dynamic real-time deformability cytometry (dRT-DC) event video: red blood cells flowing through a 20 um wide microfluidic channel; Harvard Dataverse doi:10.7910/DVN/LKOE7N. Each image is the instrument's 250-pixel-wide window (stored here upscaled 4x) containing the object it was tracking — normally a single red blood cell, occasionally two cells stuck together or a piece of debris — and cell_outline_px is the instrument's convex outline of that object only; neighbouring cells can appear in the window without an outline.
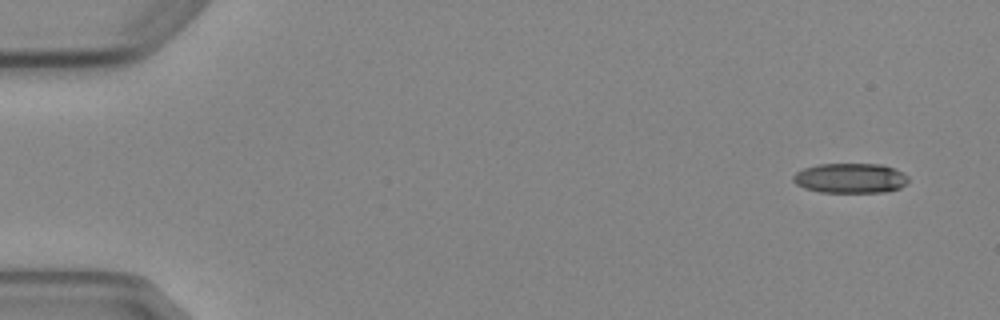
{"species": "Egyptian fruit bat (a non-hibernating species)", "species_latin": "Rousettus aegyptiacus", "temperature_condition": "cold", "stored_images_in_passage": 7, "camera_frame_rate_fps": 3000, "um_per_image_px": 0.085, "animal": {"sex": "female"}, "frame": {"image": 1, "passage_image": 1, "time_ms": 0.0, "image_size_px": [1000, 320], "cell_outline_px": [[908, 180], [900, 188], [884, 192], [820, 192], [804, 188], [796, 184], [792, 180], [792, 176], [796, 172], [804, 168], [820, 164], [880, 164], [892, 168], [908, 176]], "centroid_in_image_um": [72.24, 15.15], "position_along_channel_um": 12.8, "area_um2": 19.94}}
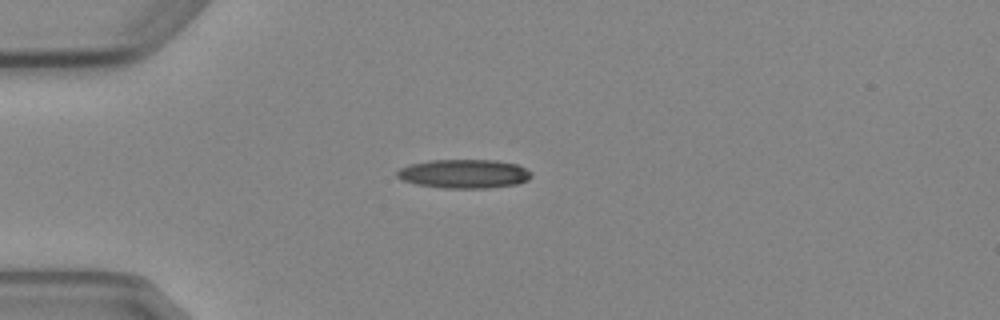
{"frame": {"image": 2, "passage_image": 4, "time_ms": 3.667, "image_size_px": [1000, 320], "cell_outline_px": [[532, 176], [528, 180], [516, 184], [488, 188], [444, 188], [416, 184], [404, 180], [396, 176], [396, 172], [400, 168], [408, 164], [428, 160], [496, 160], [516, 164], [532, 172]], "centroid_in_image_um": [39.44, 14.76], "position_along_channel_um": 45.6, "area_um2": 22.66}}
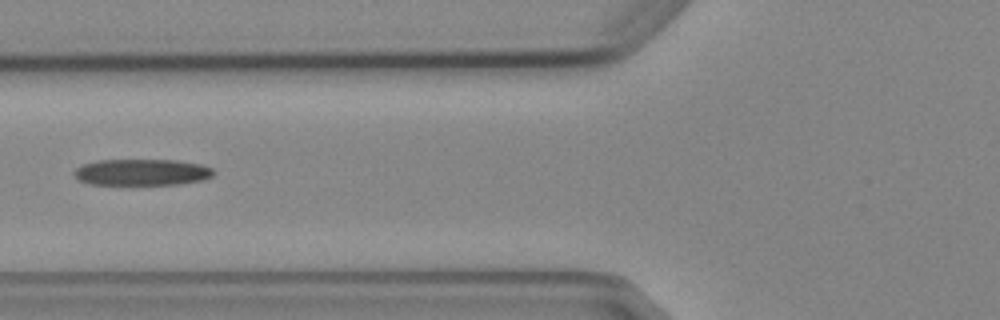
{"frame": {"image": 3, "passage_image": 6, "time_ms": 6.0, "image_size_px": [1000, 320], "cell_outline_px": [[216, 172], [212, 176], [204, 180], [180, 184], [88, 184], [80, 180], [72, 172], [76, 168], [84, 164], [96, 160], [176, 160], [200, 164], [212, 168]], "centroid_in_image_um": [12.09, 14.63], "position_along_channel_um": 113.7, "area_um2": 21.44}}